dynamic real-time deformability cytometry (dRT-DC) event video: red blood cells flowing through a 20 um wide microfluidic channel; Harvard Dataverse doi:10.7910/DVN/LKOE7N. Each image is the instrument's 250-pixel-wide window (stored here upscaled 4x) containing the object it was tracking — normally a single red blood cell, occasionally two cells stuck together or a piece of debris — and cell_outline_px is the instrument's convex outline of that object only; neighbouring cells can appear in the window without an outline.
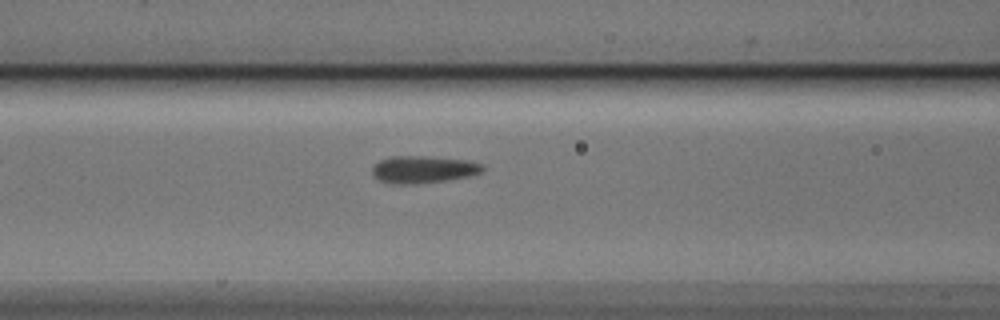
{"species": "Egyptian fruit bat (a non-hibernating species)", "species_latin": "Rousettus aegyptiacus", "temperature_condition": "cold", "stored_images_in_passage": 29, "camera_frame_rate_fps": 3000, "um_per_image_px": 0.085, "animal": {"sex": "male"}, "frame": {"image": 1, "passage_image": 12, "time_ms": 3.667, "image_size_px": [1000, 320], "cell_outline_px": [[484, 168], [480, 172], [472, 176], [448, 180], [416, 184], [392, 184], [380, 180], [372, 176], [372, 168], [380, 160], [392, 156], [424, 156], [464, 160], [484, 164]], "centroid_in_image_um": [35.97, 14.41], "position_along_channel_um": 130.6, "area_um2": 17.57}}
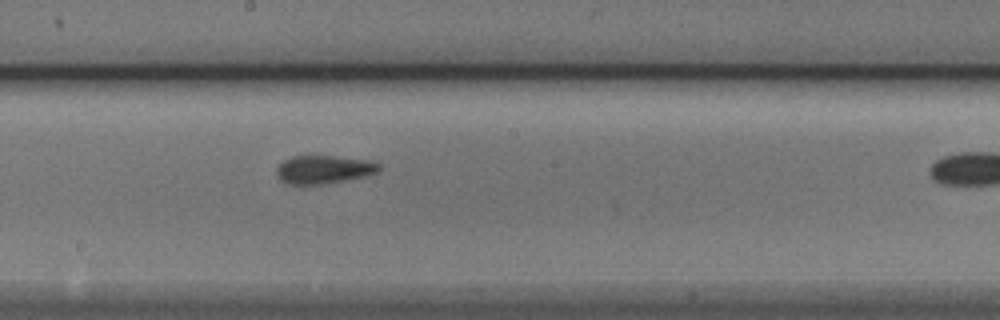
{"frame": {"image": 2, "passage_image": 19, "time_ms": 6.0, "image_size_px": [1000, 320], "cell_outline_px": [[380, 172], [364, 176], [324, 184], [284, 184], [280, 180], [276, 172], [276, 168], [284, 160], [292, 156], [332, 156], [368, 160], [380, 164]], "centroid_in_image_um": [27.5, 14.41], "position_along_channel_um": 220.7, "area_um2": 16.82}}
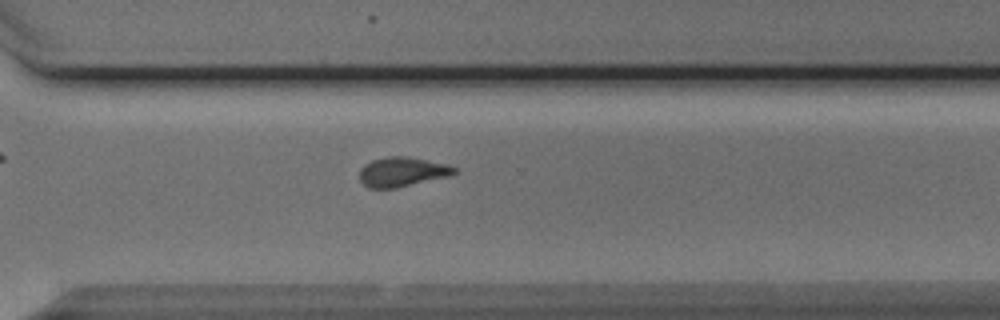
{"frame": {"image": 3, "passage_image": 28, "time_ms": 9.0, "image_size_px": [1000, 320], "cell_outline_px": [[456, 172], [448, 176], [396, 188], [368, 188], [360, 180], [360, 168], [364, 164], [372, 160], [388, 156], [408, 156], [444, 164], [456, 168]], "centroid_in_image_um": [34.13, 14.6], "position_along_channel_um": 336.5, "area_um2": 16.13}}